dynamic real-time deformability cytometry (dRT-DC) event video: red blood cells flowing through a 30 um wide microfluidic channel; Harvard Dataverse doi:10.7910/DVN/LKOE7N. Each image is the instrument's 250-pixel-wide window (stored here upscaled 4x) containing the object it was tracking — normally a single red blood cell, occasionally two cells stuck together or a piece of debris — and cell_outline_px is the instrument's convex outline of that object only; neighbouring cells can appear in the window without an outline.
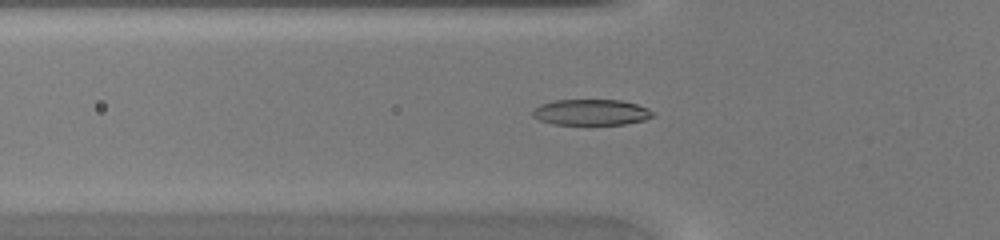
{"species": "common noctule bat (a hibernating species)", "species_latin": "Nyctalus noctula", "temperature_condition": "warm", "stored_images_in_passage": 37, "camera_frame_rate_fps": 3000, "um_per_image_px": 0.085, "animal": {"sex": "female", "body_mass_g": 20.0, "forearm_length_mm": 54.0}, "frame": {"image": 1, "passage_image": 7, "time_ms": 2.0, "image_size_px": [1000, 240], "cell_outline_px": [[656, 116], [644, 120], [624, 124], [588, 128], [552, 124], [540, 120], [532, 116], [532, 112], [540, 104], [556, 100], [620, 100], [636, 104], [648, 108], [656, 112]], "centroid_in_image_um": [50.28, 9.6], "position_along_channel_um": 75.5, "area_um2": 19.19}}
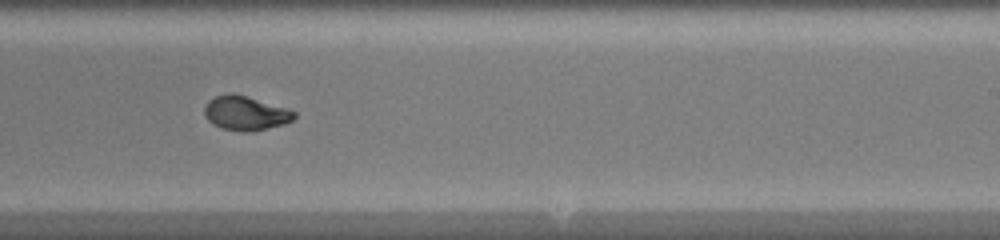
{"frame": {"image": 2, "passage_image": 20, "time_ms": 6.333, "image_size_px": [1000, 240], "cell_outline_px": [[296, 116], [292, 120], [284, 124], [252, 132], [240, 132], [220, 128], [212, 124], [204, 116], [204, 108], [208, 100], [216, 96], [232, 92], [248, 96], [288, 108], [296, 112]], "centroid_in_image_um": [20.86, 9.62], "position_along_channel_um": 268.1, "area_um2": 18.26}}
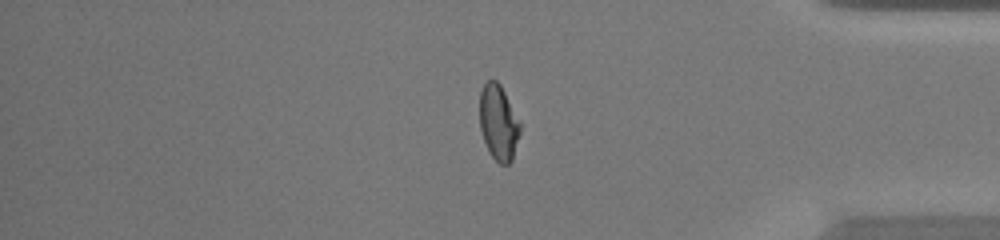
{"frame": {"image": 3, "passage_image": 30, "time_ms": 9.667, "image_size_px": [1000, 240], "cell_outline_px": [[520, 132], [512, 160], [508, 164], [500, 164], [492, 156], [484, 140], [480, 128], [480, 92], [484, 84], [488, 80], [496, 80], [500, 84], [520, 120]], "centroid_in_image_um": [42.38, 10.4], "position_along_channel_um": 392.8, "area_um2": 17.63}}